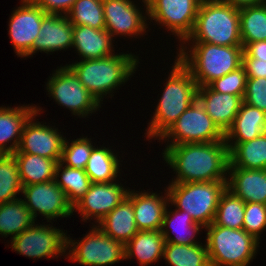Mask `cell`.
<instances>
[{
	"label": "cell",
	"instance_id": "6da1fadb",
	"mask_svg": "<svg viewBox=\"0 0 266 266\" xmlns=\"http://www.w3.org/2000/svg\"><path fill=\"white\" fill-rule=\"evenodd\" d=\"M176 173L170 183L227 181L230 164L225 141L167 145L162 152Z\"/></svg>",
	"mask_w": 266,
	"mask_h": 266
},
{
	"label": "cell",
	"instance_id": "7a4b0ae2",
	"mask_svg": "<svg viewBox=\"0 0 266 266\" xmlns=\"http://www.w3.org/2000/svg\"><path fill=\"white\" fill-rule=\"evenodd\" d=\"M174 65L152 119L148 123L146 138L159 139L180 115L197 99V84L190 70L175 57ZM150 138V139H149Z\"/></svg>",
	"mask_w": 266,
	"mask_h": 266
},
{
	"label": "cell",
	"instance_id": "3957f363",
	"mask_svg": "<svg viewBox=\"0 0 266 266\" xmlns=\"http://www.w3.org/2000/svg\"><path fill=\"white\" fill-rule=\"evenodd\" d=\"M139 63L138 55L116 53L100 59L81 60L66 65L96 100L103 104L101 102L104 96L108 94L113 97L114 89L116 91V88L133 76Z\"/></svg>",
	"mask_w": 266,
	"mask_h": 266
},
{
	"label": "cell",
	"instance_id": "277c9868",
	"mask_svg": "<svg viewBox=\"0 0 266 266\" xmlns=\"http://www.w3.org/2000/svg\"><path fill=\"white\" fill-rule=\"evenodd\" d=\"M242 55L243 46L189 42L179 47L176 57L190 70L197 86L201 87L241 67Z\"/></svg>",
	"mask_w": 266,
	"mask_h": 266
},
{
	"label": "cell",
	"instance_id": "5b68a950",
	"mask_svg": "<svg viewBox=\"0 0 266 266\" xmlns=\"http://www.w3.org/2000/svg\"><path fill=\"white\" fill-rule=\"evenodd\" d=\"M188 42L243 46L239 8L221 0H202L193 30L180 45L185 46Z\"/></svg>",
	"mask_w": 266,
	"mask_h": 266
},
{
	"label": "cell",
	"instance_id": "8992f818",
	"mask_svg": "<svg viewBox=\"0 0 266 266\" xmlns=\"http://www.w3.org/2000/svg\"><path fill=\"white\" fill-rule=\"evenodd\" d=\"M226 188L227 181L169 183L166 187L169 204L188 212L194 222L204 228L213 223L220 197Z\"/></svg>",
	"mask_w": 266,
	"mask_h": 266
},
{
	"label": "cell",
	"instance_id": "52a82bcc",
	"mask_svg": "<svg viewBox=\"0 0 266 266\" xmlns=\"http://www.w3.org/2000/svg\"><path fill=\"white\" fill-rule=\"evenodd\" d=\"M204 229L211 266H248L257 254L260 242L244 229H230L213 223Z\"/></svg>",
	"mask_w": 266,
	"mask_h": 266
},
{
	"label": "cell",
	"instance_id": "ba28073f",
	"mask_svg": "<svg viewBox=\"0 0 266 266\" xmlns=\"http://www.w3.org/2000/svg\"><path fill=\"white\" fill-rule=\"evenodd\" d=\"M158 140L167 141L166 145L225 141L224 133L205 112L197 99Z\"/></svg>",
	"mask_w": 266,
	"mask_h": 266
},
{
	"label": "cell",
	"instance_id": "9c48e42d",
	"mask_svg": "<svg viewBox=\"0 0 266 266\" xmlns=\"http://www.w3.org/2000/svg\"><path fill=\"white\" fill-rule=\"evenodd\" d=\"M77 241L67 236L66 250L69 252L65 256L69 255L72 262L83 266H107L125 260V245L105 235L96 225Z\"/></svg>",
	"mask_w": 266,
	"mask_h": 266
},
{
	"label": "cell",
	"instance_id": "30bf717a",
	"mask_svg": "<svg viewBox=\"0 0 266 266\" xmlns=\"http://www.w3.org/2000/svg\"><path fill=\"white\" fill-rule=\"evenodd\" d=\"M46 90L58 105L81 118H86L102 106L67 65L54 70Z\"/></svg>",
	"mask_w": 266,
	"mask_h": 266
},
{
	"label": "cell",
	"instance_id": "8fae6325",
	"mask_svg": "<svg viewBox=\"0 0 266 266\" xmlns=\"http://www.w3.org/2000/svg\"><path fill=\"white\" fill-rule=\"evenodd\" d=\"M10 242L12 250L34 259H49L67 253V233L50 224L34 223Z\"/></svg>",
	"mask_w": 266,
	"mask_h": 266
},
{
	"label": "cell",
	"instance_id": "7c38bea8",
	"mask_svg": "<svg viewBox=\"0 0 266 266\" xmlns=\"http://www.w3.org/2000/svg\"><path fill=\"white\" fill-rule=\"evenodd\" d=\"M202 0H147L148 19L177 36L182 43L192 32Z\"/></svg>",
	"mask_w": 266,
	"mask_h": 266
},
{
	"label": "cell",
	"instance_id": "4fadbf2b",
	"mask_svg": "<svg viewBox=\"0 0 266 266\" xmlns=\"http://www.w3.org/2000/svg\"><path fill=\"white\" fill-rule=\"evenodd\" d=\"M24 204L36 220L37 215L44 216L47 222L73 215V206L54 180L22 187ZM39 213V214H38Z\"/></svg>",
	"mask_w": 266,
	"mask_h": 266
},
{
	"label": "cell",
	"instance_id": "5bb4252c",
	"mask_svg": "<svg viewBox=\"0 0 266 266\" xmlns=\"http://www.w3.org/2000/svg\"><path fill=\"white\" fill-rule=\"evenodd\" d=\"M9 18V36L18 57L33 55V44L41 29L42 20L47 13L30 0H21Z\"/></svg>",
	"mask_w": 266,
	"mask_h": 266
},
{
	"label": "cell",
	"instance_id": "9a60e30c",
	"mask_svg": "<svg viewBox=\"0 0 266 266\" xmlns=\"http://www.w3.org/2000/svg\"><path fill=\"white\" fill-rule=\"evenodd\" d=\"M144 3V16L141 9L132 0H103L105 30L113 37L131 38L145 34L148 20L147 0Z\"/></svg>",
	"mask_w": 266,
	"mask_h": 266
},
{
	"label": "cell",
	"instance_id": "2e32d148",
	"mask_svg": "<svg viewBox=\"0 0 266 266\" xmlns=\"http://www.w3.org/2000/svg\"><path fill=\"white\" fill-rule=\"evenodd\" d=\"M42 108L36 107L33 113L25 122L19 147L15 153H27L39 155L54 160H61L64 145V137L58 128L41 124L36 118L41 114ZM36 121V122H35Z\"/></svg>",
	"mask_w": 266,
	"mask_h": 266
},
{
	"label": "cell",
	"instance_id": "e0dca14e",
	"mask_svg": "<svg viewBox=\"0 0 266 266\" xmlns=\"http://www.w3.org/2000/svg\"><path fill=\"white\" fill-rule=\"evenodd\" d=\"M122 185L115 181L91 183L87 193L73 206V212H78L84 222L94 218L93 225H97L127 197L131 189Z\"/></svg>",
	"mask_w": 266,
	"mask_h": 266
},
{
	"label": "cell",
	"instance_id": "ac0fdd59",
	"mask_svg": "<svg viewBox=\"0 0 266 266\" xmlns=\"http://www.w3.org/2000/svg\"><path fill=\"white\" fill-rule=\"evenodd\" d=\"M244 96L219 93L209 86L197 88V100L213 122L225 134L240 110Z\"/></svg>",
	"mask_w": 266,
	"mask_h": 266
},
{
	"label": "cell",
	"instance_id": "d6986e66",
	"mask_svg": "<svg viewBox=\"0 0 266 266\" xmlns=\"http://www.w3.org/2000/svg\"><path fill=\"white\" fill-rule=\"evenodd\" d=\"M144 191L129 190L127 195L132 201L137 229L139 231L161 230L164 214L169 204L168 191L165 189V196H159L157 192Z\"/></svg>",
	"mask_w": 266,
	"mask_h": 266
},
{
	"label": "cell",
	"instance_id": "ffe728a7",
	"mask_svg": "<svg viewBox=\"0 0 266 266\" xmlns=\"http://www.w3.org/2000/svg\"><path fill=\"white\" fill-rule=\"evenodd\" d=\"M73 24L67 15L47 14L43 20L38 37L33 44V55L39 52H55L72 48Z\"/></svg>",
	"mask_w": 266,
	"mask_h": 266
},
{
	"label": "cell",
	"instance_id": "44dd1931",
	"mask_svg": "<svg viewBox=\"0 0 266 266\" xmlns=\"http://www.w3.org/2000/svg\"><path fill=\"white\" fill-rule=\"evenodd\" d=\"M227 189L245 203L266 204V169L228 168Z\"/></svg>",
	"mask_w": 266,
	"mask_h": 266
},
{
	"label": "cell",
	"instance_id": "7402d4cb",
	"mask_svg": "<svg viewBox=\"0 0 266 266\" xmlns=\"http://www.w3.org/2000/svg\"><path fill=\"white\" fill-rule=\"evenodd\" d=\"M112 36L105 29L73 25V46L82 60L100 59L114 55Z\"/></svg>",
	"mask_w": 266,
	"mask_h": 266
},
{
	"label": "cell",
	"instance_id": "603a6c76",
	"mask_svg": "<svg viewBox=\"0 0 266 266\" xmlns=\"http://www.w3.org/2000/svg\"><path fill=\"white\" fill-rule=\"evenodd\" d=\"M29 105L0 107V154L17 151L24 124L36 112V105Z\"/></svg>",
	"mask_w": 266,
	"mask_h": 266
},
{
	"label": "cell",
	"instance_id": "cb8c5ba5",
	"mask_svg": "<svg viewBox=\"0 0 266 266\" xmlns=\"http://www.w3.org/2000/svg\"><path fill=\"white\" fill-rule=\"evenodd\" d=\"M266 133V113L245 102L224 134L226 144H239Z\"/></svg>",
	"mask_w": 266,
	"mask_h": 266
},
{
	"label": "cell",
	"instance_id": "d4e9b609",
	"mask_svg": "<svg viewBox=\"0 0 266 266\" xmlns=\"http://www.w3.org/2000/svg\"><path fill=\"white\" fill-rule=\"evenodd\" d=\"M166 208L161 233L164 237L165 242L173 243V244H180V245H196L199 244V240L197 239V234L199 235L200 229H203L200 224L195 223L193 218L188 212L175 210ZM170 228V229H169ZM173 232L174 236H171V231ZM176 235V236H175Z\"/></svg>",
	"mask_w": 266,
	"mask_h": 266
},
{
	"label": "cell",
	"instance_id": "484cf974",
	"mask_svg": "<svg viewBox=\"0 0 266 266\" xmlns=\"http://www.w3.org/2000/svg\"><path fill=\"white\" fill-rule=\"evenodd\" d=\"M97 226L105 235L125 245L139 231L134 219L132 201L126 197Z\"/></svg>",
	"mask_w": 266,
	"mask_h": 266
},
{
	"label": "cell",
	"instance_id": "4316f807",
	"mask_svg": "<svg viewBox=\"0 0 266 266\" xmlns=\"http://www.w3.org/2000/svg\"><path fill=\"white\" fill-rule=\"evenodd\" d=\"M165 240L161 230L138 231L125 244V259L137 258L141 266L163 258Z\"/></svg>",
	"mask_w": 266,
	"mask_h": 266
},
{
	"label": "cell",
	"instance_id": "83f0119b",
	"mask_svg": "<svg viewBox=\"0 0 266 266\" xmlns=\"http://www.w3.org/2000/svg\"><path fill=\"white\" fill-rule=\"evenodd\" d=\"M13 155L23 186L54 180L55 170L60 160L27 153H13Z\"/></svg>",
	"mask_w": 266,
	"mask_h": 266
},
{
	"label": "cell",
	"instance_id": "f1b7e54d",
	"mask_svg": "<svg viewBox=\"0 0 266 266\" xmlns=\"http://www.w3.org/2000/svg\"><path fill=\"white\" fill-rule=\"evenodd\" d=\"M229 148V168L266 169V133L239 144H226Z\"/></svg>",
	"mask_w": 266,
	"mask_h": 266
},
{
	"label": "cell",
	"instance_id": "f546056e",
	"mask_svg": "<svg viewBox=\"0 0 266 266\" xmlns=\"http://www.w3.org/2000/svg\"><path fill=\"white\" fill-rule=\"evenodd\" d=\"M31 212L26 208L24 201L17 198L0 204V235L11 239L21 234L35 223Z\"/></svg>",
	"mask_w": 266,
	"mask_h": 266
},
{
	"label": "cell",
	"instance_id": "4dcf8cb0",
	"mask_svg": "<svg viewBox=\"0 0 266 266\" xmlns=\"http://www.w3.org/2000/svg\"><path fill=\"white\" fill-rule=\"evenodd\" d=\"M109 147H94L88 159L85 172L92 183L116 181L120 173V160Z\"/></svg>",
	"mask_w": 266,
	"mask_h": 266
},
{
	"label": "cell",
	"instance_id": "1f68e13d",
	"mask_svg": "<svg viewBox=\"0 0 266 266\" xmlns=\"http://www.w3.org/2000/svg\"><path fill=\"white\" fill-rule=\"evenodd\" d=\"M54 181L62 188L72 206L87 193L92 183L85 170L67 167L60 161L55 170Z\"/></svg>",
	"mask_w": 266,
	"mask_h": 266
},
{
	"label": "cell",
	"instance_id": "d6a6232c",
	"mask_svg": "<svg viewBox=\"0 0 266 266\" xmlns=\"http://www.w3.org/2000/svg\"><path fill=\"white\" fill-rule=\"evenodd\" d=\"M240 35L247 43L266 41V3L239 8Z\"/></svg>",
	"mask_w": 266,
	"mask_h": 266
},
{
	"label": "cell",
	"instance_id": "836d02e7",
	"mask_svg": "<svg viewBox=\"0 0 266 266\" xmlns=\"http://www.w3.org/2000/svg\"><path fill=\"white\" fill-rule=\"evenodd\" d=\"M163 259L171 266H211L206 244L180 245L165 242Z\"/></svg>",
	"mask_w": 266,
	"mask_h": 266
},
{
	"label": "cell",
	"instance_id": "e575fe53",
	"mask_svg": "<svg viewBox=\"0 0 266 266\" xmlns=\"http://www.w3.org/2000/svg\"><path fill=\"white\" fill-rule=\"evenodd\" d=\"M244 210L245 202L226 188L220 197L213 224L243 229Z\"/></svg>",
	"mask_w": 266,
	"mask_h": 266
},
{
	"label": "cell",
	"instance_id": "d590c367",
	"mask_svg": "<svg viewBox=\"0 0 266 266\" xmlns=\"http://www.w3.org/2000/svg\"><path fill=\"white\" fill-rule=\"evenodd\" d=\"M22 182L13 154L0 156V204L17 199L22 193Z\"/></svg>",
	"mask_w": 266,
	"mask_h": 266
},
{
	"label": "cell",
	"instance_id": "8d00e7d4",
	"mask_svg": "<svg viewBox=\"0 0 266 266\" xmlns=\"http://www.w3.org/2000/svg\"><path fill=\"white\" fill-rule=\"evenodd\" d=\"M67 16L73 25L105 29L103 0H76Z\"/></svg>",
	"mask_w": 266,
	"mask_h": 266
},
{
	"label": "cell",
	"instance_id": "74e56055",
	"mask_svg": "<svg viewBox=\"0 0 266 266\" xmlns=\"http://www.w3.org/2000/svg\"><path fill=\"white\" fill-rule=\"evenodd\" d=\"M94 147L91 138L80 137L71 143L65 138L60 162L70 168L85 170Z\"/></svg>",
	"mask_w": 266,
	"mask_h": 266
},
{
	"label": "cell",
	"instance_id": "f35d334b",
	"mask_svg": "<svg viewBox=\"0 0 266 266\" xmlns=\"http://www.w3.org/2000/svg\"><path fill=\"white\" fill-rule=\"evenodd\" d=\"M247 74L243 66L215 79L208 86L219 93H229L237 96H244L247 83Z\"/></svg>",
	"mask_w": 266,
	"mask_h": 266
},
{
	"label": "cell",
	"instance_id": "ab89813d",
	"mask_svg": "<svg viewBox=\"0 0 266 266\" xmlns=\"http://www.w3.org/2000/svg\"><path fill=\"white\" fill-rule=\"evenodd\" d=\"M243 229L260 241L261 233L266 229V204L245 203Z\"/></svg>",
	"mask_w": 266,
	"mask_h": 266
},
{
	"label": "cell",
	"instance_id": "60d3db41",
	"mask_svg": "<svg viewBox=\"0 0 266 266\" xmlns=\"http://www.w3.org/2000/svg\"><path fill=\"white\" fill-rule=\"evenodd\" d=\"M243 102L266 113V78H248Z\"/></svg>",
	"mask_w": 266,
	"mask_h": 266
},
{
	"label": "cell",
	"instance_id": "b9f144b4",
	"mask_svg": "<svg viewBox=\"0 0 266 266\" xmlns=\"http://www.w3.org/2000/svg\"><path fill=\"white\" fill-rule=\"evenodd\" d=\"M47 14L67 15L76 0H30Z\"/></svg>",
	"mask_w": 266,
	"mask_h": 266
},
{
	"label": "cell",
	"instance_id": "7bdbcfd3",
	"mask_svg": "<svg viewBox=\"0 0 266 266\" xmlns=\"http://www.w3.org/2000/svg\"><path fill=\"white\" fill-rule=\"evenodd\" d=\"M242 66L248 78H266V61L256 58H242Z\"/></svg>",
	"mask_w": 266,
	"mask_h": 266
},
{
	"label": "cell",
	"instance_id": "ee69618b",
	"mask_svg": "<svg viewBox=\"0 0 266 266\" xmlns=\"http://www.w3.org/2000/svg\"><path fill=\"white\" fill-rule=\"evenodd\" d=\"M242 58H256L266 61V41L247 43L243 47Z\"/></svg>",
	"mask_w": 266,
	"mask_h": 266
},
{
	"label": "cell",
	"instance_id": "f6af8a7d",
	"mask_svg": "<svg viewBox=\"0 0 266 266\" xmlns=\"http://www.w3.org/2000/svg\"><path fill=\"white\" fill-rule=\"evenodd\" d=\"M233 7L242 8L245 6L260 5L266 3V0H221Z\"/></svg>",
	"mask_w": 266,
	"mask_h": 266
}]
</instances>
